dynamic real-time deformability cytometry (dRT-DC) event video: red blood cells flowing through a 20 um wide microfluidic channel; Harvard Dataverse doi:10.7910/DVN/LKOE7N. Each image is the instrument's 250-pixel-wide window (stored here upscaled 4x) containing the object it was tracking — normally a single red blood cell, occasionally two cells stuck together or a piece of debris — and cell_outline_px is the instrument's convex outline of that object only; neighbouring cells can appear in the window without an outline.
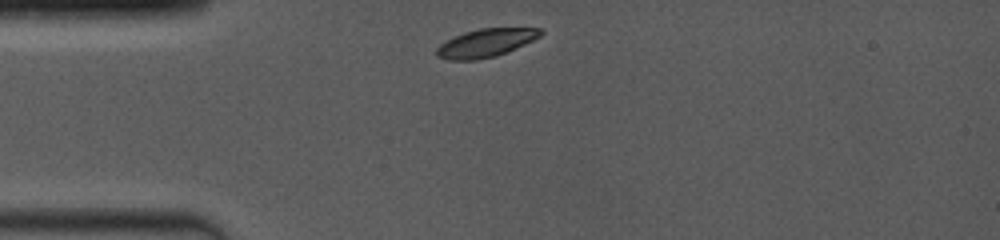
{"species": "common noctule bat (a hibernating species)", "species_latin": "Nyctalus noctula", "temperature_condition": "room temperature", "stored_images_in_passage": 11, "camera_frame_rate_fps": 4000, "um_per_image_px": 0.085, "animal": {"sex": "female", "body_mass_g": 19.0, "forearm_length_mm": 53.3}, "frame": {"image": 1, "passage_image": 1, "time_ms": 0.0, "image_size_px": [1000, 240], "cell_outline_px": [[544, 32], [540, 36], [516, 48], [496, 56], [476, 60], [448, 60], [436, 56], [436, 48], [440, 44], [452, 36], [464, 32], [480, 28], [540, 28]], "centroid_in_image_um": [41.25, 3.65], "position_along_channel_um": 43.8, "area_um2": 17.11}}
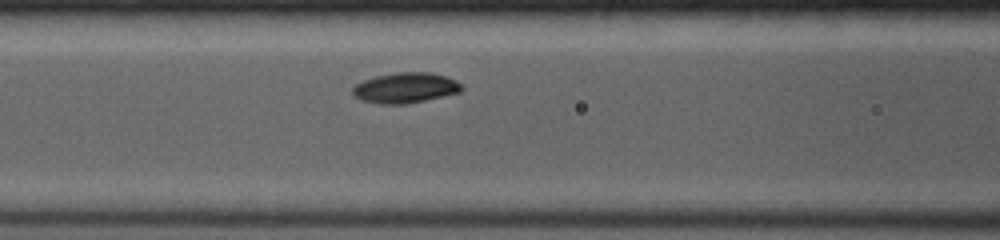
{"frame": {"image": 2, "passage_image": 8, "time_ms": 2.75, "image_size_px": [1000, 240], "cell_outline_px": [[464, 88], [460, 92], [424, 100], [404, 104], [380, 104], [360, 100], [352, 96], [352, 88], [356, 84], [364, 80], [376, 76], [396, 72], [432, 72], [456, 80]], "centroid_in_image_um": [34.42, 7.46], "position_along_channel_um": 132.2, "area_um2": 19.31}}
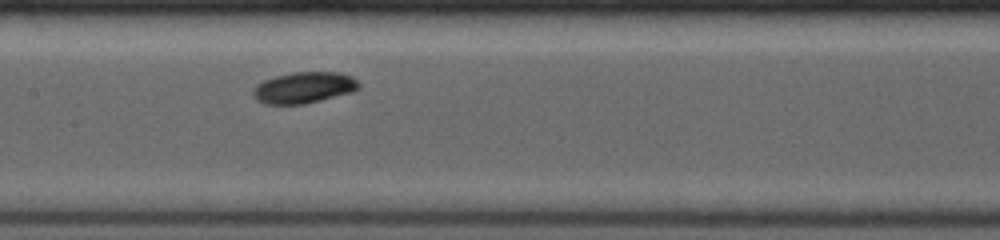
{"frame": {"image": 3, "passage_image": 11, "time_ms": 4.0, "image_size_px": [1000, 240], "cell_outline_px": [[360, 88], [352, 92], [304, 104], [264, 104], [256, 100], [252, 96], [252, 92], [256, 84], [264, 80], [276, 76], [292, 72], [340, 72], [352, 76], [360, 84]], "centroid_in_image_um": [25.82, 7.44], "position_along_channel_um": 181.6, "area_um2": 19.36}}